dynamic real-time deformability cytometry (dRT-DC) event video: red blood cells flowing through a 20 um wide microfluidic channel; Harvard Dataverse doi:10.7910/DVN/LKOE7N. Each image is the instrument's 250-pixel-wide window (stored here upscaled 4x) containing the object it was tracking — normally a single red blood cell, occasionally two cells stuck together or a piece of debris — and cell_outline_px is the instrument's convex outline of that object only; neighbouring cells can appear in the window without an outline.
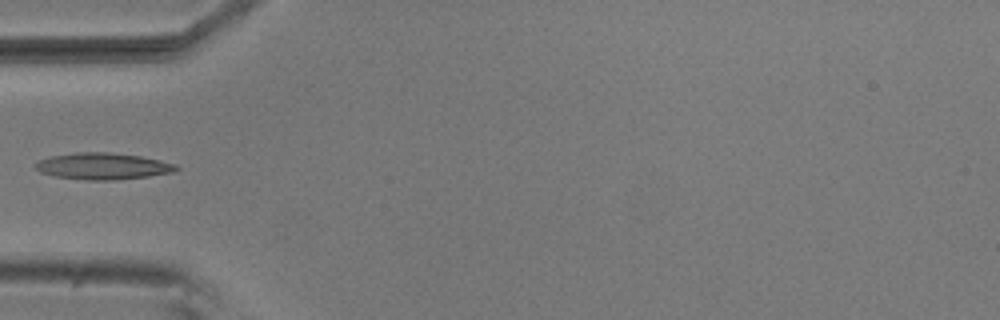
{"species": "common noctule bat (a hibernating species)", "species_latin": "Nyctalus noctula", "temperature_condition": "room temperature", "stored_images_in_passage": 5, "camera_frame_rate_fps": 3000, "um_per_image_px": 0.085, "animal": {"sex": "male", "body_mass_g": 20.5, "forearm_length_mm": 52.5}, "frame": {"image": 1, "passage_image": 5, "time_ms": 1.333, "image_size_px": [1000, 320], "cell_outline_px": [[180, 168], [172, 172], [148, 176], [112, 180], [88, 180], [56, 176], [40, 172], [36, 168], [36, 164], [40, 160], [52, 156], [76, 152], [108, 152], [140, 156], [160, 160], [176, 164]], "centroid_in_image_um": [8.77, 14.12], "position_along_channel_um": 76.2, "area_um2": 21.5}}